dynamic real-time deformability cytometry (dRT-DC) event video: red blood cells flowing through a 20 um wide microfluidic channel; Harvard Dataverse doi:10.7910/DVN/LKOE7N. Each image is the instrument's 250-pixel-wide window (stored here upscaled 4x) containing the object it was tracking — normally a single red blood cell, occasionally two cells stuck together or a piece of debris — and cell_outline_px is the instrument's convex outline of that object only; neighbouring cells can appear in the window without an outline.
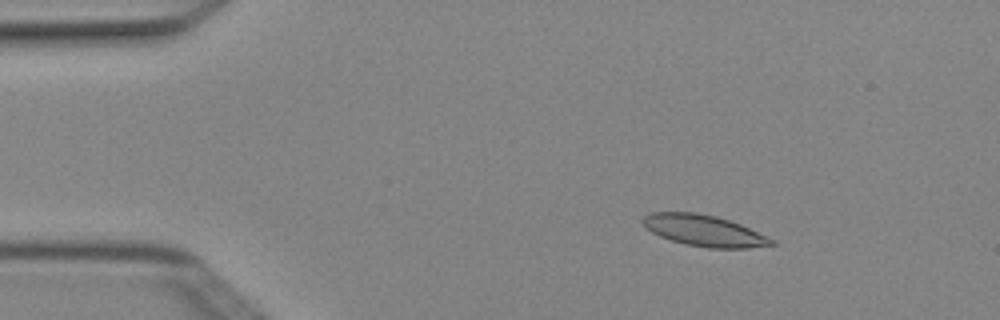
{"species": "Egyptian fruit bat (a non-hibernating species)", "species_latin": "Rousettus aegyptiacus", "temperature_condition": "cold", "stored_images_in_passage": 5, "camera_frame_rate_fps": 3000, "um_per_image_px": 0.085, "animal": {"sex": "female"}, "frame": {"image": 1, "passage_image": 2, "time_ms": 0.333, "image_size_px": [1000, 320], "cell_outline_px": [[776, 244], [748, 248], [708, 248], [684, 244], [660, 236], [652, 232], [640, 220], [644, 216], [652, 212], [696, 212], [716, 216], [740, 224], [776, 240]], "centroid_in_image_um": [59.86, 19.6], "position_along_channel_um": 25.1, "area_um2": 23.35}}